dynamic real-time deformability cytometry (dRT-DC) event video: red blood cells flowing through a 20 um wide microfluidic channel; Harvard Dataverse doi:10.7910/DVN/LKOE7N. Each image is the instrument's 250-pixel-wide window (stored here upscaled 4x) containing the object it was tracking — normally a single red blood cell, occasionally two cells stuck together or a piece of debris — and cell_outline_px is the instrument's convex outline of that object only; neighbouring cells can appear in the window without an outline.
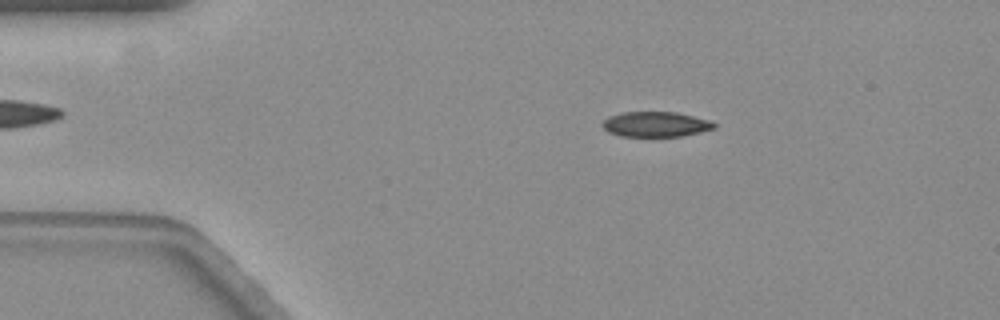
{"species": "common noctule bat (a hibernating species)", "species_latin": "Nyctalus noctula", "temperature_condition": "warm", "stored_images_in_passage": 57, "camera_frame_rate_fps": 3000, "um_per_image_px": 0.085, "animal": {"sex": "female", "body_mass_g": 19.3, "forearm_length_mm": 54.1}, "frame": {"image": 1, "passage_image": 10, "time_ms": 3.0, "image_size_px": [1000, 320], "cell_outline_px": [[716, 128], [700, 132], [680, 136], [620, 136], [608, 132], [600, 124], [608, 116], [620, 112], [676, 112], [708, 120], [716, 124]], "centroid_in_image_um": [55.69, 10.56], "position_along_channel_um": 29.3, "area_um2": 16.36}}
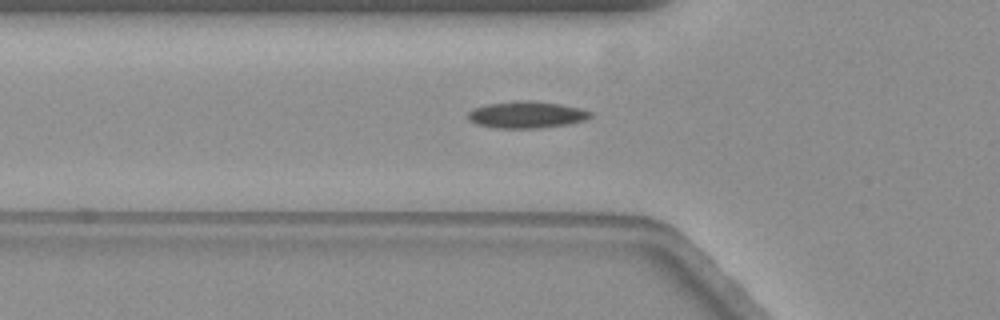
{"frame": {"image": 2, "passage_image": 19, "time_ms": 6.0, "image_size_px": [1000, 320], "cell_outline_px": [[592, 116], [584, 120], [568, 124], [540, 128], [496, 128], [476, 124], [468, 120], [468, 112], [472, 108], [484, 104], [520, 100], [528, 100], [560, 104], [580, 108], [592, 112]], "centroid_in_image_um": [44.72, 9.75], "position_along_channel_um": 81.1, "area_um2": 19.25}}
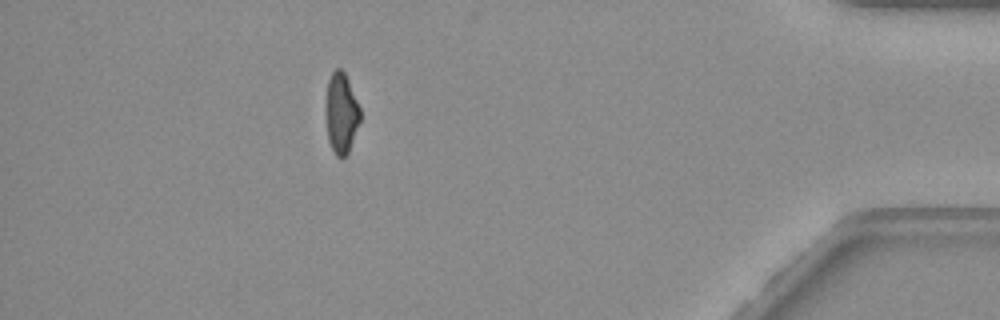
{"frame": {"image": 3, "passage_image": 51, "time_ms": 16.667, "image_size_px": [1000, 320], "cell_outline_px": [[360, 120], [348, 152], [344, 156], [336, 156], [328, 140], [328, 80], [332, 72], [336, 68], [340, 68], [344, 72], [348, 80], [360, 108]], "centroid_in_image_um": [29.04, 9.6], "position_along_channel_um": 406.2, "area_um2": 15.26}, "authors_computed_cell_mechanics": {"area_um2": 17.8024, "velocity_mm_per_s": 3.5474, "shape_relaxation_time_tau1_ms": 9.3755, "shape_relaxation_time_tau2_ms": 2.8596, "deformation_change_tau1": 0.2093, "deformation_change_tau2": 0.0747}}